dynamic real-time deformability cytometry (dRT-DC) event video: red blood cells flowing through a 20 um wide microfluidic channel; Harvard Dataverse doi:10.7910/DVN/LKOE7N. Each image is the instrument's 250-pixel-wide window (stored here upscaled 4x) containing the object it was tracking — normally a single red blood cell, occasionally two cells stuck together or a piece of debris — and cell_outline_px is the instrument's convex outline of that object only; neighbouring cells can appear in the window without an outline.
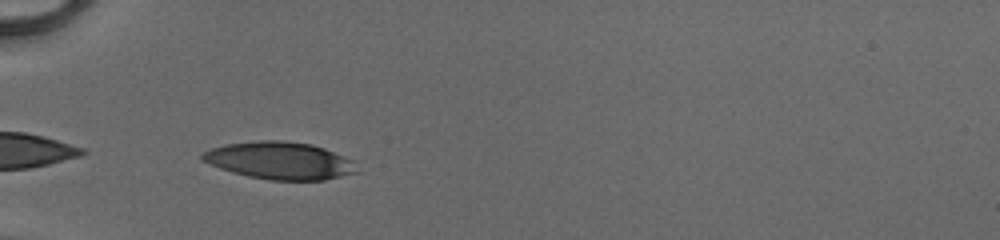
{"species": "human", "species_latin": "Homo sapiens", "temperature_condition": "cold", "stored_images_in_passage": 34, "camera_frame_rate_fps": 3000, "um_per_image_px": 0.085, "donor": {"sex": "male"}, "frame": {"image": 1, "passage_image": 1, "time_ms": 0.0, "image_size_px": [1000, 240], "cell_outline_px": [[360, 172], [324, 180], [272, 180], [248, 176], [232, 172], [220, 168], [200, 160], [200, 156], [204, 152], [212, 148], [224, 144], [260, 140], [284, 140], [312, 144], [324, 148], [344, 156], [352, 160]], "centroid_in_image_um": [23.79, 13.64], "position_along_channel_um": 61.2, "area_um2": 33.76}}
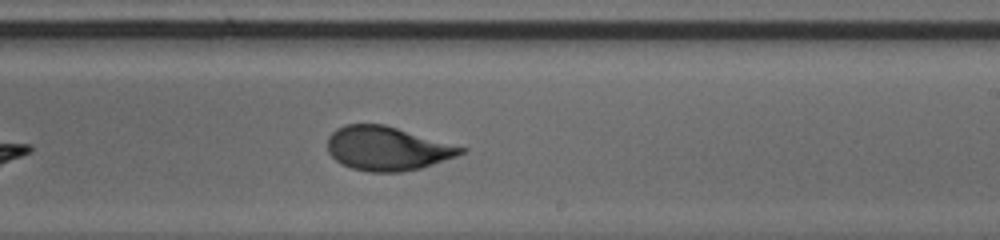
{"frame": {"image": 2, "passage_image": 16, "time_ms": 5.0, "image_size_px": [1000, 240], "cell_outline_px": [[468, 148], [464, 152], [456, 156], [420, 168], [400, 172], [368, 172], [352, 168], [336, 160], [328, 152], [328, 136], [336, 128], [344, 124], [384, 124]], "centroid_in_image_um": [32.9, 12.61], "position_along_channel_um": 256.1, "area_um2": 34.04}}
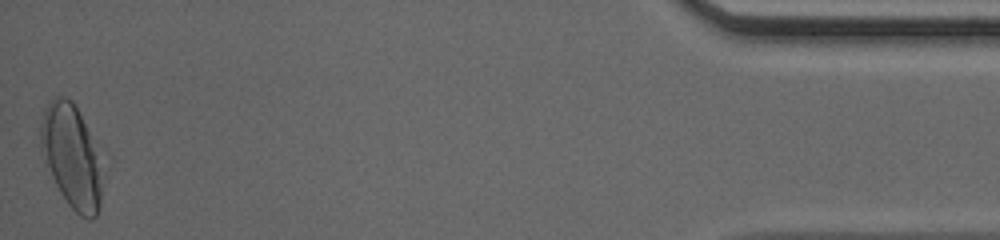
{"frame": {"image": 3, "passage_image": 34, "time_ms": 11.0, "image_size_px": [1000, 240], "cell_outline_px": [[100, 204], [96, 216], [92, 220], [88, 220], [80, 216], [68, 204], [60, 192], [52, 176], [40, 148], [40, 124], [44, 108], [56, 96], [64, 96], [72, 100], [100, 156]], "centroid_in_image_um": [6.06, 13.3], "position_along_channel_um": 429.1, "area_um2": 36.36}, "authors_computed_cell_mechanics": {"area_um2": 34.2176, "velocity_mm_per_s": 4.1513, "shape_relaxation_time_tau1_ms": 3.6177, "shape_relaxation_time_tau2_ms": 0.9556, "deformation_change_tau1": 0.1695, "deformation_change_tau2": 0.0686}}